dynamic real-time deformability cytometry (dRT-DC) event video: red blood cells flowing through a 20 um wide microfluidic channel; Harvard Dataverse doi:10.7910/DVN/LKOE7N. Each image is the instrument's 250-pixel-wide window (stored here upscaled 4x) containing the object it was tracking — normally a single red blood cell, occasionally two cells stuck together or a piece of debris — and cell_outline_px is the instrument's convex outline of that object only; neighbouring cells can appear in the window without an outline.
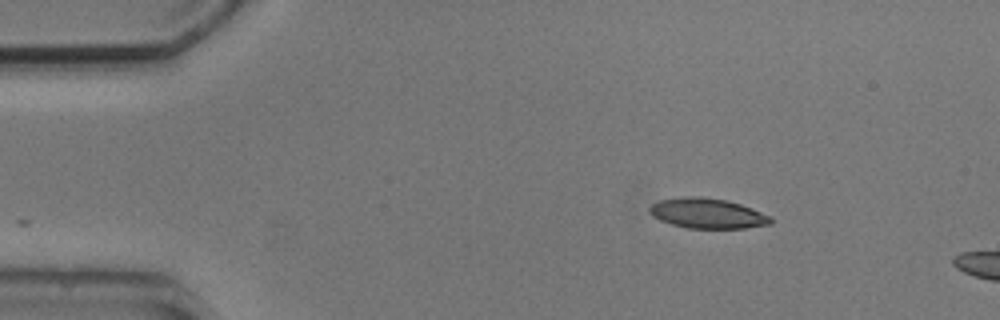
{"species": "common noctule bat (a hibernating species)", "species_latin": "Nyctalus noctula", "temperature_condition": "cold", "stored_images_in_passage": 2, "camera_frame_rate_fps": 3000, "um_per_image_px": 0.085, "animal": {"sex": "male", "body_mass_g": 20.5, "forearm_length_mm": 52.5}, "frame": {"image": 1, "passage_image": 1, "time_ms": 0.0, "image_size_px": [1000, 320], "cell_outline_px": [[772, 224], [744, 228], [688, 228], [672, 224], [660, 220], [652, 216], [648, 212], [648, 208], [652, 204], [660, 200], [688, 196], [700, 196], [728, 200], [752, 208], [772, 216]], "centroid_in_image_um": [60.14, 18.13], "position_along_channel_um": 24.9, "area_um2": 21.39}}